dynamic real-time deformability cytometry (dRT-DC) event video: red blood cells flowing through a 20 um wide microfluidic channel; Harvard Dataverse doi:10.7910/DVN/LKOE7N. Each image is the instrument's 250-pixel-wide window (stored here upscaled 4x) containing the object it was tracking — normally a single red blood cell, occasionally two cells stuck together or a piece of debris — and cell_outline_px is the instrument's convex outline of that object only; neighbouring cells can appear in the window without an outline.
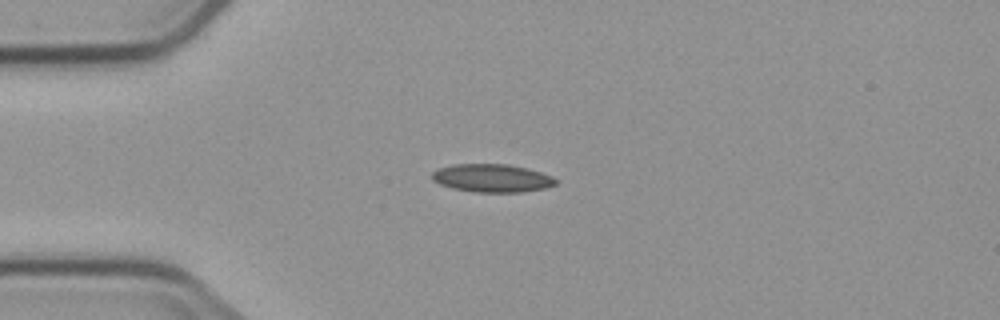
{"species": "common noctule bat (a hibernating species)", "species_latin": "Nyctalus noctula", "temperature_condition": "cold", "stored_images_in_passage": 3, "camera_frame_rate_fps": 3000, "um_per_image_px": 0.085, "animal": {"sex": "male", "body_mass_g": 23.1, "forearm_length_mm": 52.7}, "frame": {"image": 1, "passage_image": 2, "time_ms": 1.333, "image_size_px": [1000, 320], "cell_outline_px": [[556, 184], [544, 188], [524, 192], [476, 192], [452, 188], [440, 184], [432, 180], [432, 172], [436, 168], [452, 164], [508, 164], [540, 172], [552, 176], [556, 180]], "centroid_in_image_um": [41.78, 15.14], "position_along_channel_um": 43.2, "area_um2": 20.23}}